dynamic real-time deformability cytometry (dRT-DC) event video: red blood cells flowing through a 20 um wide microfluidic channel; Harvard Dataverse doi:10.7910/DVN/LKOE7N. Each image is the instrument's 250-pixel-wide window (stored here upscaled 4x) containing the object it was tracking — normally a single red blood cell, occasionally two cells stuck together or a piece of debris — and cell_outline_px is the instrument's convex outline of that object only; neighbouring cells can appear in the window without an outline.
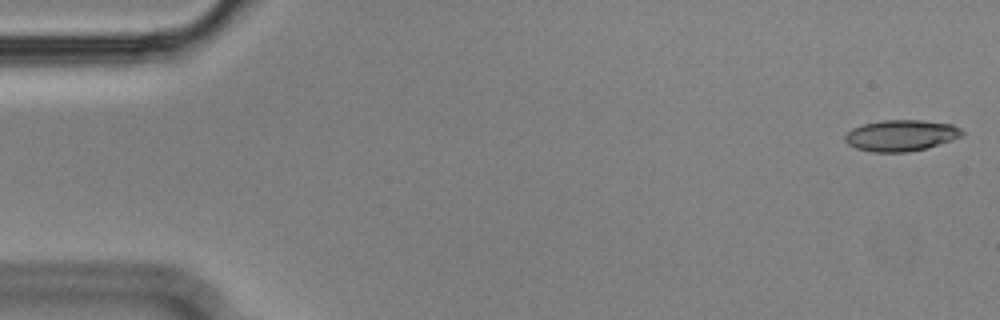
{"species": "Egyptian fruit bat (a non-hibernating species)", "species_latin": "Rousettus aegyptiacus", "temperature_condition": "cold", "stored_images_in_passage": 55, "camera_frame_rate_fps": 3000, "um_per_image_px": 0.085, "animal": {"sex": "male"}, "frame": {"image": 1, "passage_image": 1, "time_ms": 0.0, "image_size_px": [1000, 320], "cell_outline_px": [[964, 132], [960, 136], [928, 148], [908, 152], [872, 152], [856, 148], [848, 144], [844, 140], [844, 136], [852, 128], [864, 124], [880, 120], [920, 120], [952, 124], [960, 128]], "centroid_in_image_um": [76.56, 11.51], "position_along_channel_um": 8.4, "area_um2": 21.21}}
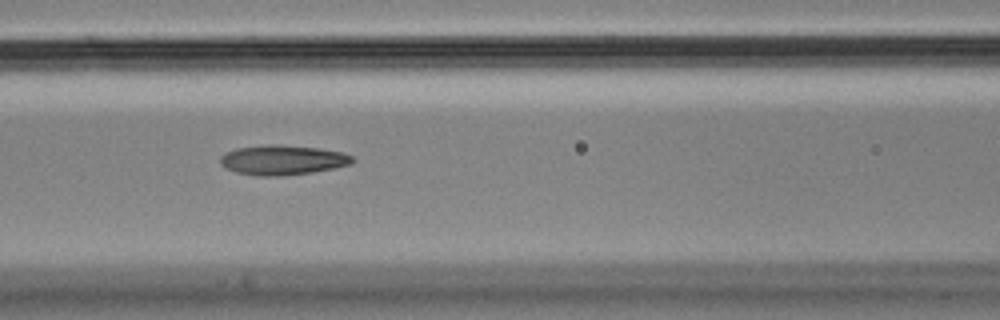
{"frame": {"image": 2, "passage_image": 23, "time_ms": 7.333, "image_size_px": [1000, 320], "cell_outline_px": [[356, 160], [352, 164], [336, 168], [312, 172], [280, 176], [256, 176], [236, 172], [224, 168], [220, 164], [220, 156], [236, 148], [268, 144], [272, 144], [316, 148], [340, 152], [352, 156]], "centroid_in_image_um": [24.01, 13.61], "position_along_channel_um": 142.6, "area_um2": 22.95}}
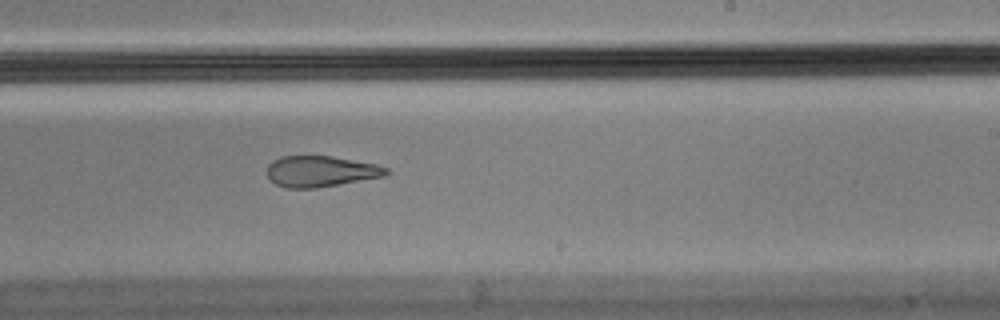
{"frame": {"image": 3, "passage_image": 33, "time_ms": 10.667, "image_size_px": [1000, 320], "cell_outline_px": [[388, 172], [384, 176], [316, 188], [284, 188], [276, 184], [268, 176], [268, 164], [272, 160], [280, 156], [332, 156], [376, 164], [388, 168]], "centroid_in_image_um": [27.23, 14.56], "position_along_channel_um": 261.8, "area_um2": 21.39}, "authors_computed_cell_mechanics": {"area_um2": 22.4842, "velocity_mm_per_s": 3.584, "shape_relaxation_time_tau1_ms": null, "shape_relaxation_time_tau2_ms": 2.6547, "deformation_change_tau1": null, "deformation_change_tau2": 0.1083}}